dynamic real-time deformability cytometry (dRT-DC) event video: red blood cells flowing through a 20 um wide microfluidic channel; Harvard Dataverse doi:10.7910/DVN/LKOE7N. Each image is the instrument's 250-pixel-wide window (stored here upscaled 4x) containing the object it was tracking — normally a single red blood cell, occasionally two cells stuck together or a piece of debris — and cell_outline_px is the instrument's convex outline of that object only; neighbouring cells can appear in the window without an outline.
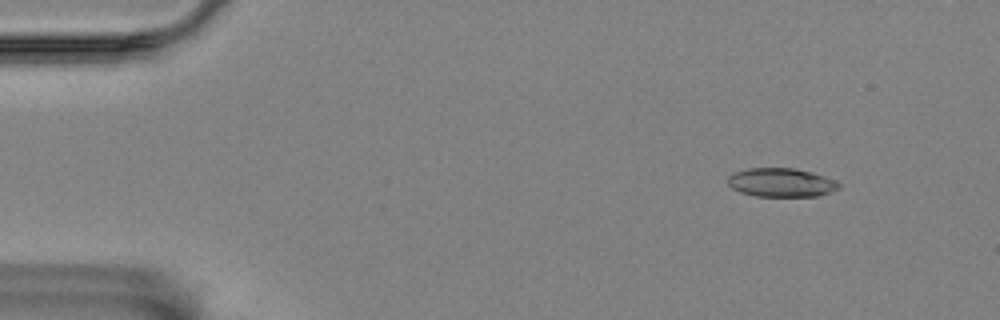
{"species": "Egyptian fruit bat (a non-hibernating species)", "species_latin": "Rousettus aegyptiacus", "temperature_condition": "room temperature", "stored_images_in_passage": 5, "camera_frame_rate_fps": 3000, "um_per_image_px": 0.085, "animal": {"sex": "female"}, "frame": {"image": 1, "passage_image": 1, "time_ms": 0.0, "image_size_px": [1000, 320], "cell_outline_px": [[840, 188], [816, 196], [756, 196], [740, 192], [732, 188], [728, 184], [728, 176], [732, 172], [748, 168], [796, 168], [812, 172], [836, 180], [840, 184]], "centroid_in_image_um": [66.38, 15.5], "position_along_channel_um": 18.6, "area_um2": 18.67}}